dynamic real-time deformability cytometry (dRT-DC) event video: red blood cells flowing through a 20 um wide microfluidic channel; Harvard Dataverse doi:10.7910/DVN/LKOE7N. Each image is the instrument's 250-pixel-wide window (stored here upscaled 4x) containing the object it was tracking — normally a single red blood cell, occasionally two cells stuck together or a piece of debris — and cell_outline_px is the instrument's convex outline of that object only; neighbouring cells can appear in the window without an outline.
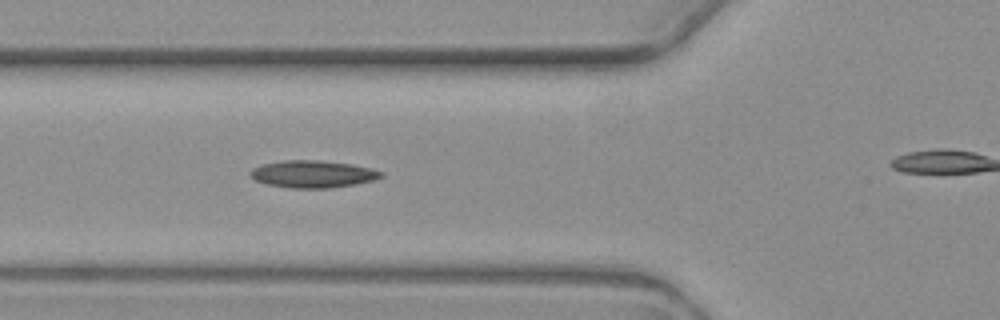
{"species": "common noctule bat (a hibernating species)", "species_latin": "Nyctalus noctula", "temperature_condition": "warm", "stored_images_in_passage": 6, "segment_of_instrument_passage": [1, 2], "camera_frame_rate_fps": 3000, "um_per_image_px": 0.085, "animal": {"sex": "female", "body_mass_g": 19.3, "forearm_length_mm": 54.1}, "frame": {"image": 1, "passage_image": 5, "time_ms": 5.667, "image_size_px": [1000, 320], "cell_outline_px": [[384, 176], [372, 180], [356, 184], [328, 188], [288, 188], [268, 184], [256, 180], [248, 172], [252, 168], [264, 164], [284, 160], [316, 160], [352, 164], [372, 168], [384, 172]], "centroid_in_image_um": [26.61, 14.79], "position_along_channel_um": 99.2, "area_um2": 20.69}}